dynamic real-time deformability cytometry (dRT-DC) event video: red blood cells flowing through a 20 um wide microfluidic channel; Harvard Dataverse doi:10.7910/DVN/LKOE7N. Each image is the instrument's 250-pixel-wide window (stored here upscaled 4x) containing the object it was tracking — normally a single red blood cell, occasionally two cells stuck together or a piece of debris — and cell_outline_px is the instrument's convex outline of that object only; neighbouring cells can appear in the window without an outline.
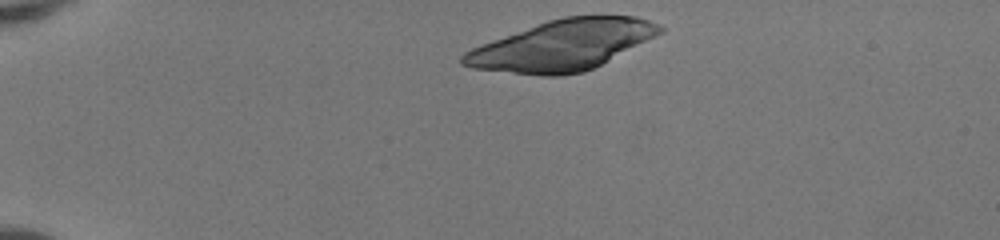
{"species": "human", "species_latin": "Homo sapiens", "temperature_condition": "room temperature", "stored_images_in_passage": 36, "camera_frame_rate_fps": 3000, "um_per_image_px": 0.085, "donor": {"sex": "female"}, "frame": {"image": 1, "passage_image": 1, "time_ms": 0.0, "image_size_px": [1000, 240], "cell_outline_px": [[664, 32], [584, 72], [560, 76], [540, 76], [472, 68], [460, 64], [460, 56], [464, 52], [472, 48], [548, 20], [564, 16], [636, 16], [648, 20], [664, 28]], "centroid_in_image_um": [47.77, 3.86], "position_along_channel_um": 37.2, "area_um2": 57.11}}